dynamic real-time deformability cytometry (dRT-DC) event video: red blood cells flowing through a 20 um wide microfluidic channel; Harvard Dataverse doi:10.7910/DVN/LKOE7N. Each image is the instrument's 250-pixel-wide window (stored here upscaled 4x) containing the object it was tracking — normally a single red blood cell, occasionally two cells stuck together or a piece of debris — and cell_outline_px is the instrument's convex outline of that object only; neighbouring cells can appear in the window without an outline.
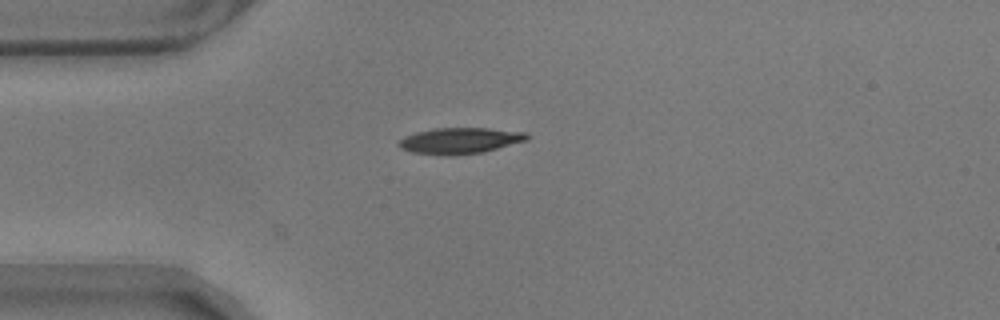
{"species": "common noctule bat (a hibernating species)", "species_latin": "Nyctalus noctula", "temperature_condition": "warm", "stored_images_in_passage": 43, "camera_frame_rate_fps": 3000, "um_per_image_px": 0.085, "animal": {"sex": "male", "body_mass_g": 17.9}, "frame": {"image": 1, "passage_image": 1, "time_ms": 0.0, "image_size_px": [1000, 320], "cell_outline_px": [[528, 140], [484, 152], [452, 156], [448, 156], [412, 152], [400, 148], [396, 144], [404, 136], [416, 132], [436, 128], [488, 128], [524, 132], [528, 136]], "centroid_in_image_um": [39.07, 11.96], "position_along_channel_um": 45.9, "area_um2": 19.54}}
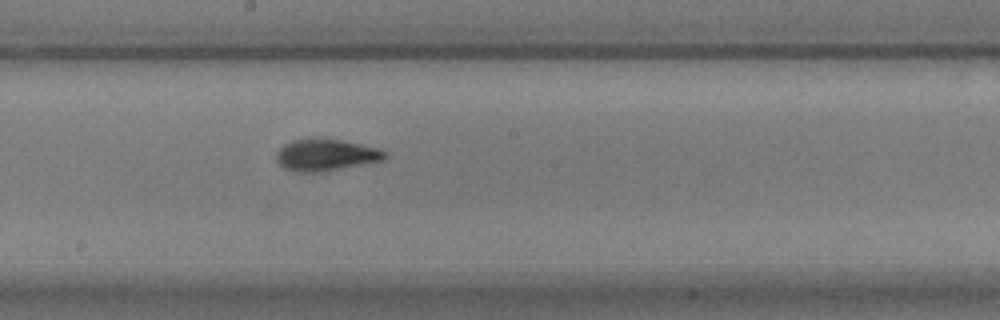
{"frame": {"image": 2, "passage_image": 17, "time_ms": 5.333, "image_size_px": [1000, 320], "cell_outline_px": [[388, 156], [384, 160], [320, 172], [296, 172], [284, 168], [276, 160], [276, 152], [284, 144], [292, 140], [308, 136], [312, 136], [340, 140], [360, 144], [376, 148], [388, 152]], "centroid_in_image_um": [27.66, 13.14], "position_along_channel_um": 220.5, "area_um2": 20.4}}
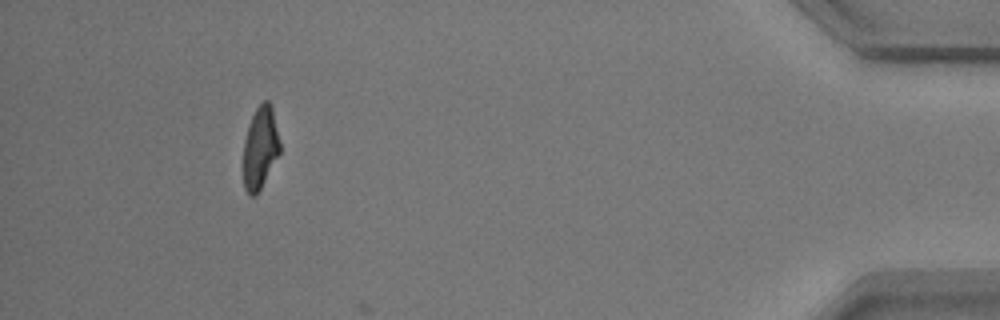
{"frame": {"image": 3, "passage_image": 39, "time_ms": 12.667, "image_size_px": [1000, 320], "cell_outline_px": [[280, 152], [256, 196], [248, 196], [244, 188], [244, 140], [248, 124], [256, 108], [264, 100], [268, 100], [272, 108], [280, 144]], "centroid_in_image_um": [22.1, 12.57], "position_along_channel_um": 413.1, "area_um2": 17.34}, "authors_computed_cell_mechanics": {"area_um2": 18.8428, "velocity_mm_per_s": 3.5207, "shape_relaxation_time_tau1_ms": 4.379, "shape_relaxation_time_tau2_ms": 1.7098, "deformation_change_tau1": 0.1868, "deformation_change_tau2": 0.0797}}